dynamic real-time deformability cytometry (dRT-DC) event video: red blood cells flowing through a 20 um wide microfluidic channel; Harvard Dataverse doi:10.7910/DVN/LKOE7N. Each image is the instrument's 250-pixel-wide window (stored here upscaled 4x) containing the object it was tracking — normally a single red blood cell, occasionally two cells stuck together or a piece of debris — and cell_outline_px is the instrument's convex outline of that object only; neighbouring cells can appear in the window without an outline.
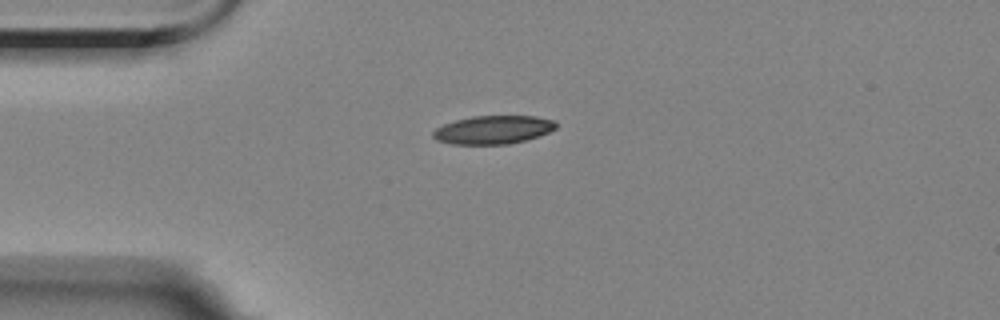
{"species": "Egyptian fruit bat (a non-hibernating species)", "species_latin": "Rousettus aegyptiacus", "temperature_condition": "room temperature", "stored_images_in_passage": 3, "camera_frame_rate_fps": 3000, "um_per_image_px": 0.085, "animal": {"sex": "female"}, "frame": {"image": 1, "passage_image": 1, "time_ms": 0.0, "image_size_px": [1000, 320], "cell_outline_px": [[556, 128], [548, 132], [524, 140], [508, 144], [452, 144], [436, 140], [432, 136], [432, 132], [436, 128], [444, 124], [456, 120], [472, 116], [536, 116], [556, 120]], "centroid_in_image_um": [41.9, 11.02], "position_along_channel_um": 43.1, "area_um2": 20.23}}
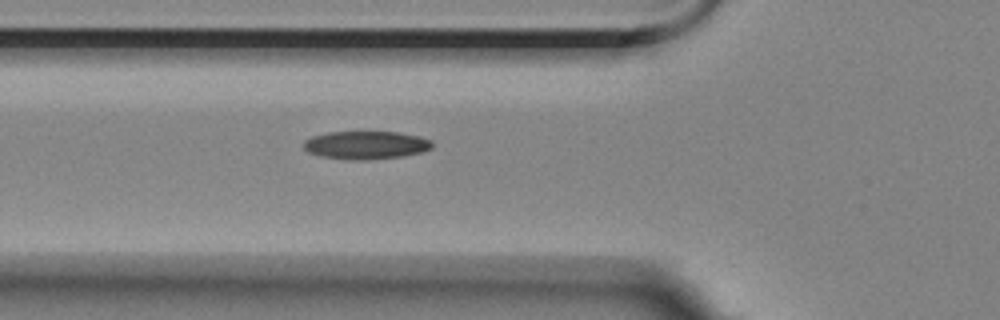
{"frame": {"image": 2, "passage_image": 3, "time_ms": 2.0, "image_size_px": [1000, 320], "cell_outline_px": [[432, 148], [424, 152], [400, 156], [368, 160], [348, 160], [320, 156], [308, 152], [304, 148], [304, 140], [312, 136], [328, 132], [400, 132], [420, 136], [432, 140]], "centroid_in_image_um": [31.12, 12.33], "position_along_channel_um": 94.7, "area_um2": 21.21}}